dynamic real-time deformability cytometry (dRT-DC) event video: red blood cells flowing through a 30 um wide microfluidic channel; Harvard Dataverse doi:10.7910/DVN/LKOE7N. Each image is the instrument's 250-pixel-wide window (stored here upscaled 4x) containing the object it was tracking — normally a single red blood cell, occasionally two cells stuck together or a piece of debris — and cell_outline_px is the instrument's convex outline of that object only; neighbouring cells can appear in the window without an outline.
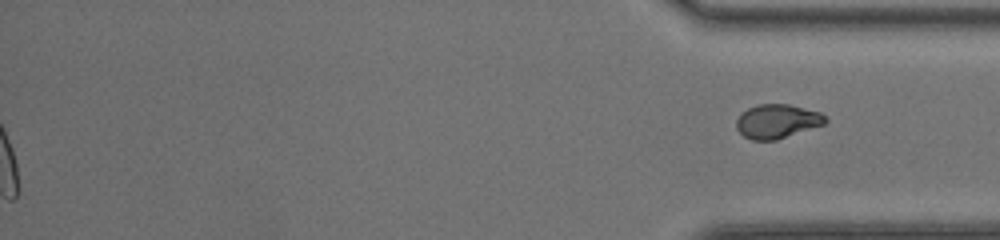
{"species": "common noctule bat (a hibernating species)", "species_latin": "Nyctalus noctula", "temperature_condition": "room temperature", "stored_images_in_passage": 36, "segment_of_instrument_passage": [2, 2], "camera_frame_rate_fps": 3000, "um_per_image_px": 0.085, "animal": {"sex": "female", "body_mass_g": 20.0, "forearm_length_mm": 54.0}, "frame": {"image": 1, "passage_image": 36, "time_ms": 11.667, "image_size_px": [1000, 240], "cell_outline_px": [[828, 120], [824, 124], [776, 140], [752, 140], [744, 136], [736, 128], [736, 120], [748, 108], [756, 104], [788, 104], [820, 112]], "centroid_in_image_um": [66.05, 10.31], "position_along_channel_um": 369.2, "area_um2": 17.46}}